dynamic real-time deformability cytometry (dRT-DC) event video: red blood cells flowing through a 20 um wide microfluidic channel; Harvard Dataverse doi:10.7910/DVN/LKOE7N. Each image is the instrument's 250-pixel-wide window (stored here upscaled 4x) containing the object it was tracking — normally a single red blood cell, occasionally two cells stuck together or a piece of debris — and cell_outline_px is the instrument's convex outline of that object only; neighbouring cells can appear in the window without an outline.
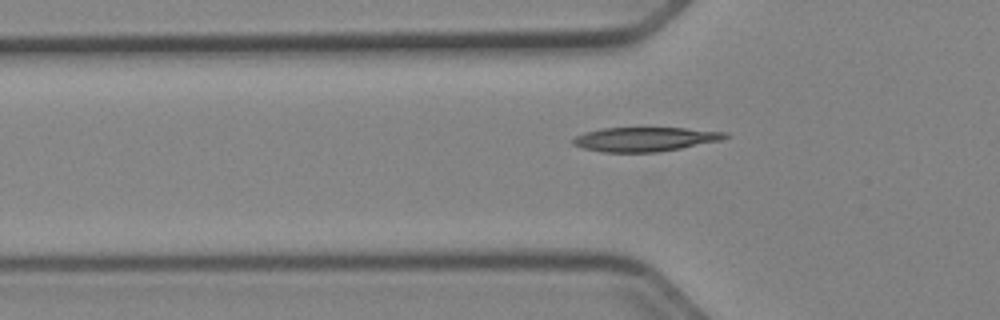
{"species": "Egyptian fruit bat (a non-hibernating species)", "species_latin": "Rousettus aegyptiacus", "temperature_condition": "cold", "stored_images_in_passage": 36, "camera_frame_rate_fps": 3000, "um_per_image_px": 0.085, "animal": {"sex": "female"}, "frame": {"image": 1, "passage_image": 2, "time_ms": 0.333, "image_size_px": [1000, 320], "cell_outline_px": [[728, 136], [720, 140], [680, 148], [656, 152], [604, 152], [584, 148], [572, 144], [572, 140], [576, 136], [584, 132], [604, 128], [684, 128], [728, 132]], "centroid_in_image_um": [54.8, 11.83], "position_along_channel_um": 71.0, "area_um2": 21.21}}
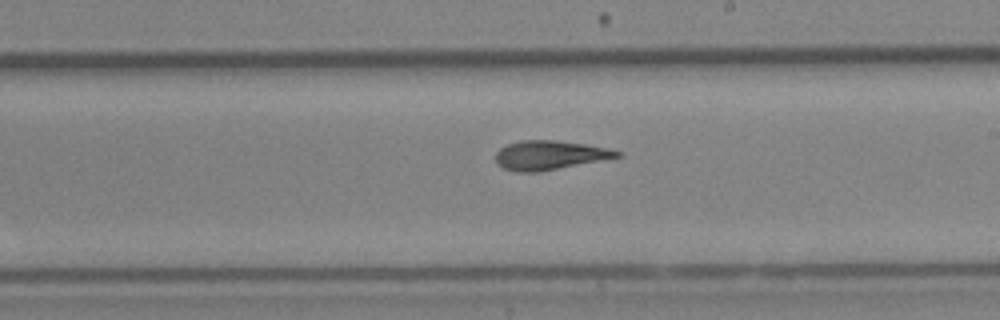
{"frame": {"image": 2, "passage_image": 15, "time_ms": 4.667, "image_size_px": [1000, 320], "cell_outline_px": [[624, 156], [540, 172], [516, 172], [504, 168], [496, 160], [496, 152], [500, 148], [508, 144], [520, 140], [556, 140], [584, 144], [608, 148], [624, 152]], "centroid_in_image_um": [46.77, 13.19], "position_along_channel_um": 242.2, "area_um2": 20.69}}
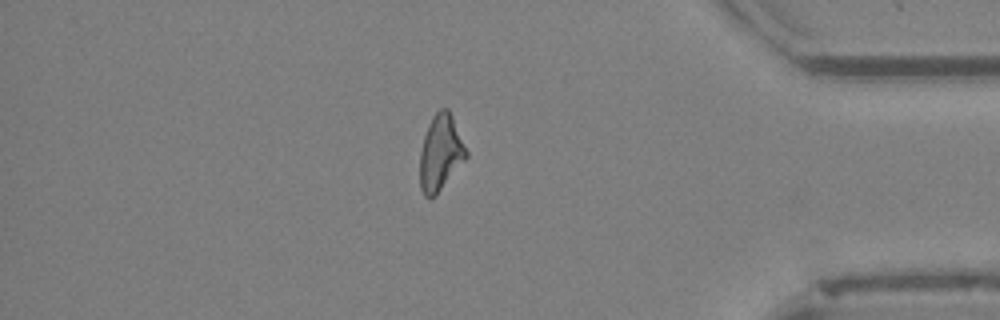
{"frame": {"image": 3, "passage_image": 29, "time_ms": 9.333, "image_size_px": [1000, 320], "cell_outline_px": [[468, 156], [436, 196], [424, 196], [420, 188], [420, 152], [424, 136], [428, 124], [432, 116], [440, 108], [448, 108], [452, 116], [468, 152]], "centroid_in_image_um": [37.44, 12.98], "position_along_channel_um": 397.8, "area_um2": 20.4}, "authors_computed_cell_mechanics": {"area_um2": 20.6057, "velocity_mm_per_s": 3.9737, "shape_relaxation_time_tau1_ms": null, "shape_relaxation_time_tau2_ms": 3.7536, "deformation_change_tau1": null, "deformation_change_tau2": 0.1078}}